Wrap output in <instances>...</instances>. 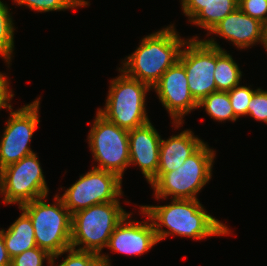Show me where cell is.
Listing matches in <instances>:
<instances>
[{
  "mask_svg": "<svg viewBox=\"0 0 267 266\" xmlns=\"http://www.w3.org/2000/svg\"><path fill=\"white\" fill-rule=\"evenodd\" d=\"M203 144L204 142L195 137L190 130H184L176 136H171L166 141L161 139L157 173H166L178 169Z\"/></svg>",
  "mask_w": 267,
  "mask_h": 266,
  "instance_id": "cell-16",
  "label": "cell"
},
{
  "mask_svg": "<svg viewBox=\"0 0 267 266\" xmlns=\"http://www.w3.org/2000/svg\"><path fill=\"white\" fill-rule=\"evenodd\" d=\"M239 0H210L190 21L210 31L228 14L238 8Z\"/></svg>",
  "mask_w": 267,
  "mask_h": 266,
  "instance_id": "cell-19",
  "label": "cell"
},
{
  "mask_svg": "<svg viewBox=\"0 0 267 266\" xmlns=\"http://www.w3.org/2000/svg\"><path fill=\"white\" fill-rule=\"evenodd\" d=\"M44 259L52 264V256L44 249H28L11 259V266H43Z\"/></svg>",
  "mask_w": 267,
  "mask_h": 266,
  "instance_id": "cell-25",
  "label": "cell"
},
{
  "mask_svg": "<svg viewBox=\"0 0 267 266\" xmlns=\"http://www.w3.org/2000/svg\"><path fill=\"white\" fill-rule=\"evenodd\" d=\"M121 181L114 173L93 168L80 176L60 198L72 215L95 204L119 201L117 198L122 195Z\"/></svg>",
  "mask_w": 267,
  "mask_h": 266,
  "instance_id": "cell-9",
  "label": "cell"
},
{
  "mask_svg": "<svg viewBox=\"0 0 267 266\" xmlns=\"http://www.w3.org/2000/svg\"><path fill=\"white\" fill-rule=\"evenodd\" d=\"M238 7L248 16L263 23L267 17V0H239Z\"/></svg>",
  "mask_w": 267,
  "mask_h": 266,
  "instance_id": "cell-27",
  "label": "cell"
},
{
  "mask_svg": "<svg viewBox=\"0 0 267 266\" xmlns=\"http://www.w3.org/2000/svg\"><path fill=\"white\" fill-rule=\"evenodd\" d=\"M9 9L0 0V56L7 64L11 61V55L14 48V27Z\"/></svg>",
  "mask_w": 267,
  "mask_h": 266,
  "instance_id": "cell-21",
  "label": "cell"
},
{
  "mask_svg": "<svg viewBox=\"0 0 267 266\" xmlns=\"http://www.w3.org/2000/svg\"><path fill=\"white\" fill-rule=\"evenodd\" d=\"M18 5H26L39 12L60 11L80 6L75 0H14Z\"/></svg>",
  "mask_w": 267,
  "mask_h": 266,
  "instance_id": "cell-24",
  "label": "cell"
},
{
  "mask_svg": "<svg viewBox=\"0 0 267 266\" xmlns=\"http://www.w3.org/2000/svg\"><path fill=\"white\" fill-rule=\"evenodd\" d=\"M210 0H181L183 13L191 21Z\"/></svg>",
  "mask_w": 267,
  "mask_h": 266,
  "instance_id": "cell-28",
  "label": "cell"
},
{
  "mask_svg": "<svg viewBox=\"0 0 267 266\" xmlns=\"http://www.w3.org/2000/svg\"><path fill=\"white\" fill-rule=\"evenodd\" d=\"M247 115L267 123V91L258 88L248 104Z\"/></svg>",
  "mask_w": 267,
  "mask_h": 266,
  "instance_id": "cell-26",
  "label": "cell"
},
{
  "mask_svg": "<svg viewBox=\"0 0 267 266\" xmlns=\"http://www.w3.org/2000/svg\"><path fill=\"white\" fill-rule=\"evenodd\" d=\"M197 39L195 37L186 41L187 49L181 50L179 61L185 68L189 90L199 103L217 91L214 80L216 47Z\"/></svg>",
  "mask_w": 267,
  "mask_h": 266,
  "instance_id": "cell-11",
  "label": "cell"
},
{
  "mask_svg": "<svg viewBox=\"0 0 267 266\" xmlns=\"http://www.w3.org/2000/svg\"><path fill=\"white\" fill-rule=\"evenodd\" d=\"M171 200L169 205L140 206L142 213L151 219L158 242L170 234L192 237L196 240L229 234V228L207 214L198 199ZM162 226L169 230L161 229Z\"/></svg>",
  "mask_w": 267,
  "mask_h": 266,
  "instance_id": "cell-1",
  "label": "cell"
},
{
  "mask_svg": "<svg viewBox=\"0 0 267 266\" xmlns=\"http://www.w3.org/2000/svg\"><path fill=\"white\" fill-rule=\"evenodd\" d=\"M122 73L111 81L106 106L99 108L98 112L108 121L129 131L150 122L145 97L151 87Z\"/></svg>",
  "mask_w": 267,
  "mask_h": 266,
  "instance_id": "cell-6",
  "label": "cell"
},
{
  "mask_svg": "<svg viewBox=\"0 0 267 266\" xmlns=\"http://www.w3.org/2000/svg\"><path fill=\"white\" fill-rule=\"evenodd\" d=\"M210 46L216 47V66L214 69V80L217 91L228 92L240 83L242 72L232 56L224 51L215 40H204Z\"/></svg>",
  "mask_w": 267,
  "mask_h": 266,
  "instance_id": "cell-18",
  "label": "cell"
},
{
  "mask_svg": "<svg viewBox=\"0 0 267 266\" xmlns=\"http://www.w3.org/2000/svg\"><path fill=\"white\" fill-rule=\"evenodd\" d=\"M215 154L203 144L188 157L178 169L157 173L149 182L157 199L173 196V199H197L198 192L211 179Z\"/></svg>",
  "mask_w": 267,
  "mask_h": 266,
  "instance_id": "cell-4",
  "label": "cell"
},
{
  "mask_svg": "<svg viewBox=\"0 0 267 266\" xmlns=\"http://www.w3.org/2000/svg\"><path fill=\"white\" fill-rule=\"evenodd\" d=\"M152 89H155L162 105L172 117L173 123H176V128L182 124L185 114L198 108V102L188 87L185 68L179 60L163 73Z\"/></svg>",
  "mask_w": 267,
  "mask_h": 266,
  "instance_id": "cell-12",
  "label": "cell"
},
{
  "mask_svg": "<svg viewBox=\"0 0 267 266\" xmlns=\"http://www.w3.org/2000/svg\"><path fill=\"white\" fill-rule=\"evenodd\" d=\"M0 266H11V258L3 241L2 231L0 230Z\"/></svg>",
  "mask_w": 267,
  "mask_h": 266,
  "instance_id": "cell-30",
  "label": "cell"
},
{
  "mask_svg": "<svg viewBox=\"0 0 267 266\" xmlns=\"http://www.w3.org/2000/svg\"><path fill=\"white\" fill-rule=\"evenodd\" d=\"M178 35L174 26L170 25L146 36L127 61L125 59L120 72L152 88L163 73L179 60L181 47L184 48L187 40H181Z\"/></svg>",
  "mask_w": 267,
  "mask_h": 266,
  "instance_id": "cell-2",
  "label": "cell"
},
{
  "mask_svg": "<svg viewBox=\"0 0 267 266\" xmlns=\"http://www.w3.org/2000/svg\"><path fill=\"white\" fill-rule=\"evenodd\" d=\"M262 44L267 50V17L265 21L262 23Z\"/></svg>",
  "mask_w": 267,
  "mask_h": 266,
  "instance_id": "cell-31",
  "label": "cell"
},
{
  "mask_svg": "<svg viewBox=\"0 0 267 266\" xmlns=\"http://www.w3.org/2000/svg\"><path fill=\"white\" fill-rule=\"evenodd\" d=\"M128 214L119 201L95 204L75 212L71 220V248L79 245L77 250L100 254L114 229Z\"/></svg>",
  "mask_w": 267,
  "mask_h": 266,
  "instance_id": "cell-5",
  "label": "cell"
},
{
  "mask_svg": "<svg viewBox=\"0 0 267 266\" xmlns=\"http://www.w3.org/2000/svg\"><path fill=\"white\" fill-rule=\"evenodd\" d=\"M130 216V214L125 216L114 229L107 247L126 255H142L158 243V239L149 216L147 220L151 222L150 224L134 220L127 222Z\"/></svg>",
  "mask_w": 267,
  "mask_h": 266,
  "instance_id": "cell-13",
  "label": "cell"
},
{
  "mask_svg": "<svg viewBox=\"0 0 267 266\" xmlns=\"http://www.w3.org/2000/svg\"><path fill=\"white\" fill-rule=\"evenodd\" d=\"M131 164H138L142 174L150 182L159 167L161 136L151 122L131 129L128 133Z\"/></svg>",
  "mask_w": 267,
  "mask_h": 266,
  "instance_id": "cell-14",
  "label": "cell"
},
{
  "mask_svg": "<svg viewBox=\"0 0 267 266\" xmlns=\"http://www.w3.org/2000/svg\"><path fill=\"white\" fill-rule=\"evenodd\" d=\"M68 256L58 266H111L108 256L91 251H81L73 248L66 250ZM52 259L51 266H54Z\"/></svg>",
  "mask_w": 267,
  "mask_h": 266,
  "instance_id": "cell-22",
  "label": "cell"
},
{
  "mask_svg": "<svg viewBox=\"0 0 267 266\" xmlns=\"http://www.w3.org/2000/svg\"><path fill=\"white\" fill-rule=\"evenodd\" d=\"M80 6H85L88 5V1L85 0H75Z\"/></svg>",
  "mask_w": 267,
  "mask_h": 266,
  "instance_id": "cell-32",
  "label": "cell"
},
{
  "mask_svg": "<svg viewBox=\"0 0 267 266\" xmlns=\"http://www.w3.org/2000/svg\"><path fill=\"white\" fill-rule=\"evenodd\" d=\"M40 98L12 111L0 140V170L34 152L28 146L39 120Z\"/></svg>",
  "mask_w": 267,
  "mask_h": 266,
  "instance_id": "cell-10",
  "label": "cell"
},
{
  "mask_svg": "<svg viewBox=\"0 0 267 266\" xmlns=\"http://www.w3.org/2000/svg\"><path fill=\"white\" fill-rule=\"evenodd\" d=\"M45 197L35 199L19 207L32 222L36 245L46 250L52 259L58 258L71 248L72 215L56 195V204L44 202Z\"/></svg>",
  "mask_w": 267,
  "mask_h": 266,
  "instance_id": "cell-3",
  "label": "cell"
},
{
  "mask_svg": "<svg viewBox=\"0 0 267 266\" xmlns=\"http://www.w3.org/2000/svg\"><path fill=\"white\" fill-rule=\"evenodd\" d=\"M8 85L9 83L6 75L0 72V109L8 108L10 110L12 108V106L8 103L14 95L12 94V91L8 88Z\"/></svg>",
  "mask_w": 267,
  "mask_h": 266,
  "instance_id": "cell-29",
  "label": "cell"
},
{
  "mask_svg": "<svg viewBox=\"0 0 267 266\" xmlns=\"http://www.w3.org/2000/svg\"><path fill=\"white\" fill-rule=\"evenodd\" d=\"M128 133L127 129L118 127L97 112L88 135L91 152L98 162L94 168L114 173L122 179L124 170L130 166Z\"/></svg>",
  "mask_w": 267,
  "mask_h": 266,
  "instance_id": "cell-7",
  "label": "cell"
},
{
  "mask_svg": "<svg viewBox=\"0 0 267 266\" xmlns=\"http://www.w3.org/2000/svg\"><path fill=\"white\" fill-rule=\"evenodd\" d=\"M1 231L5 248L11 259L28 249L37 247L32 222L24 211L7 231L4 229Z\"/></svg>",
  "mask_w": 267,
  "mask_h": 266,
  "instance_id": "cell-17",
  "label": "cell"
},
{
  "mask_svg": "<svg viewBox=\"0 0 267 266\" xmlns=\"http://www.w3.org/2000/svg\"><path fill=\"white\" fill-rule=\"evenodd\" d=\"M255 90L250 87L237 85L228 91L230 103L236 118L247 115L248 104Z\"/></svg>",
  "mask_w": 267,
  "mask_h": 266,
  "instance_id": "cell-23",
  "label": "cell"
},
{
  "mask_svg": "<svg viewBox=\"0 0 267 266\" xmlns=\"http://www.w3.org/2000/svg\"><path fill=\"white\" fill-rule=\"evenodd\" d=\"M48 187L35 153L0 170V195L5 204L19 207L41 197H47Z\"/></svg>",
  "mask_w": 267,
  "mask_h": 266,
  "instance_id": "cell-8",
  "label": "cell"
},
{
  "mask_svg": "<svg viewBox=\"0 0 267 266\" xmlns=\"http://www.w3.org/2000/svg\"><path fill=\"white\" fill-rule=\"evenodd\" d=\"M198 107H204L209 116L215 120H237L230 103L228 92L215 91L203 98L198 103Z\"/></svg>",
  "mask_w": 267,
  "mask_h": 266,
  "instance_id": "cell-20",
  "label": "cell"
},
{
  "mask_svg": "<svg viewBox=\"0 0 267 266\" xmlns=\"http://www.w3.org/2000/svg\"><path fill=\"white\" fill-rule=\"evenodd\" d=\"M210 33L233 42L240 49L262 43V23L245 14L239 7L221 20Z\"/></svg>",
  "mask_w": 267,
  "mask_h": 266,
  "instance_id": "cell-15",
  "label": "cell"
}]
</instances>
